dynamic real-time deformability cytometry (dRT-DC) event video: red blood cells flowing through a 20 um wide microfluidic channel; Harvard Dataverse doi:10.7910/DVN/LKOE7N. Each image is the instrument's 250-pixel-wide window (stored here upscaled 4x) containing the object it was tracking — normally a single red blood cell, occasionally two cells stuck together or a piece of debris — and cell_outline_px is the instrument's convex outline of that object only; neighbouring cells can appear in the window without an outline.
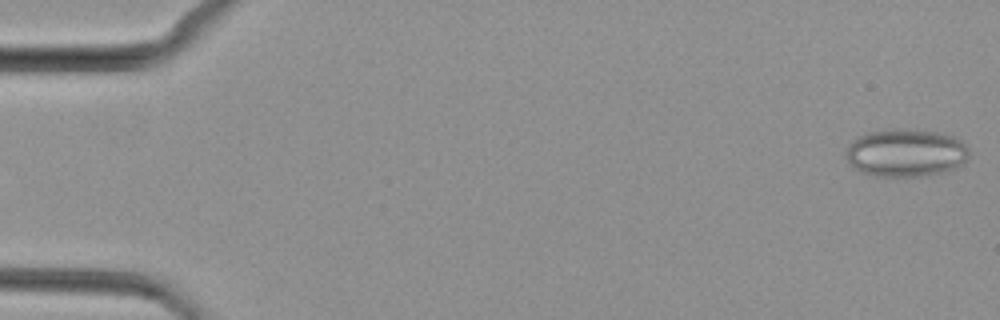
{"species": "common noctule bat (a hibernating species)", "species_latin": "Nyctalus noctula", "temperature_condition": "cold", "stored_images_in_passage": 48, "camera_frame_rate_fps": 3000, "um_per_image_px": 0.085, "animal": {"sex": "female", "body_mass_g": 29.2, "forearm_length_mm": 56.3}, "frame": {"image": 1, "passage_image": 1, "time_ms": 0.0, "image_size_px": [1000, 320], "cell_outline_px": [[968, 160], [960, 168], [944, 172], [924, 176], [872, 176], [860, 172], [852, 168], [844, 152], [848, 144], [856, 136], [868, 132], [888, 128], [904, 128], [944, 132], [960, 140], [968, 148]], "centroid_in_image_um": [76.99, 12.98], "position_along_channel_um": 8.0, "area_um2": 35.37}}
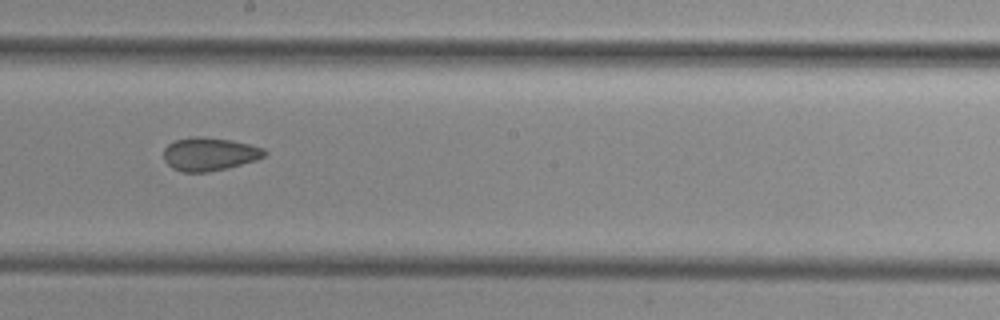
{"frame": {"image": 2, "passage_image": 27, "time_ms": 8.667, "image_size_px": [1000, 320], "cell_outline_px": [[268, 152], [264, 156], [256, 160], [228, 168], [208, 172], [184, 172], [172, 168], [164, 160], [164, 148], [168, 144], [176, 140], [192, 136], [200, 136], [232, 140], [264, 148]], "centroid_in_image_um": [17.8, 13.09], "position_along_channel_um": 230.4, "area_um2": 19.59}}
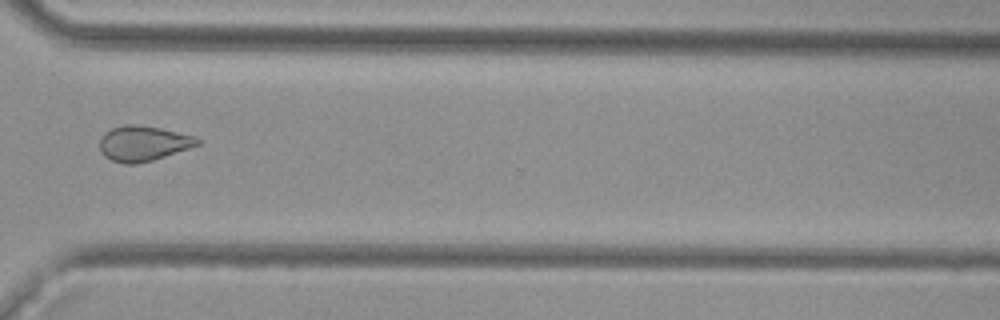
{"frame": {"image": 3, "passage_image": 36, "time_ms": 11.667, "image_size_px": [1000, 320], "cell_outline_px": [[200, 144], [152, 160], [136, 164], [124, 164], [112, 160], [104, 156], [100, 152], [100, 136], [104, 132], [112, 128], [124, 124], [136, 124], [160, 128], [196, 136], [200, 140]], "centroid_in_image_um": [12.13, 12.18], "position_along_channel_um": 358.5, "area_um2": 20.06}}